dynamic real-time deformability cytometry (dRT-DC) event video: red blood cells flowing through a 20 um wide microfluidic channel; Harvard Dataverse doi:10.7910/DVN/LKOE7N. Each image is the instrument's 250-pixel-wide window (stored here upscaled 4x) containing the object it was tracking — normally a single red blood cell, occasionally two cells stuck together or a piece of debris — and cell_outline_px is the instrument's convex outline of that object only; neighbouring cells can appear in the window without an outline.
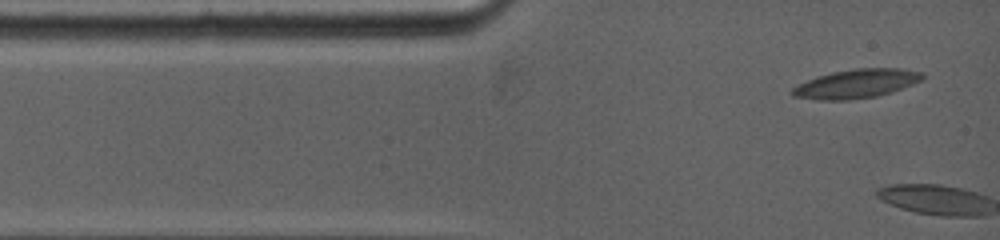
{"species": "common noctule bat (a hibernating species)", "species_latin": "Nyctalus noctula", "temperature_condition": "warm", "stored_images_in_passage": 3, "camera_frame_rate_fps": 5000, "um_per_image_px": 0.085, "animal": {"sex": "female", "body_mass_g": 19.0, "forearm_length_mm": 53.3}, "frame": {"image": 1, "passage_image": 1, "time_ms": 0.0, "image_size_px": [1000, 240], "cell_outline_px": [[924, 76], [920, 80], [912, 84], [892, 92], [876, 96], [848, 100], [816, 100], [792, 96], [792, 88], [808, 80], [832, 72], [856, 68], [900, 68], [924, 72]], "centroid_in_image_um": [72.81, 7.11], "position_along_channel_um": 12.2, "area_um2": 21.73}}